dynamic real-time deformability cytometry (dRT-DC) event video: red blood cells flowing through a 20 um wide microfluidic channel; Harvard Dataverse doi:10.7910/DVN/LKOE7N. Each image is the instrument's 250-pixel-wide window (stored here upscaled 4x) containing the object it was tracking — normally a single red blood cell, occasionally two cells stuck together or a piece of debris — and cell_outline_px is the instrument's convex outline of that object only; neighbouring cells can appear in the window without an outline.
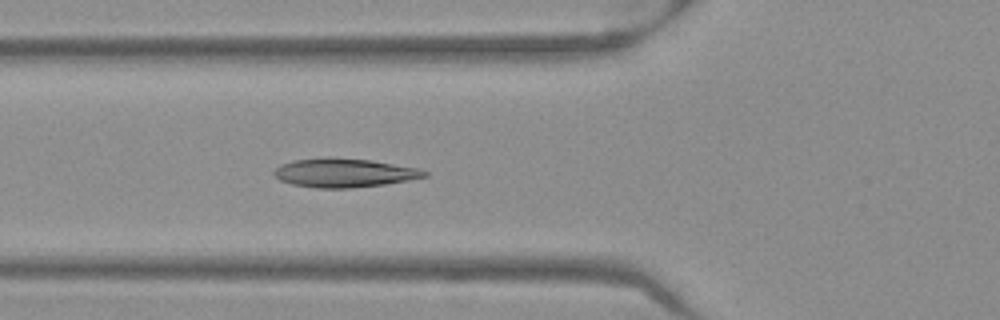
{"species": "Egyptian fruit bat (a non-hibernating species)", "species_latin": "Rousettus aegyptiacus", "temperature_condition": "warm", "stored_images_in_passage": 38, "camera_frame_rate_fps": 3000, "um_per_image_px": 0.085, "frame": {"image": 1, "passage_image": 9, "time_ms": 2.667, "image_size_px": [1000, 320], "cell_outline_px": [[428, 176], [408, 180], [384, 184], [352, 188], [316, 188], [292, 184], [280, 180], [272, 172], [280, 164], [292, 160], [372, 160], [420, 168], [428, 172]], "centroid_in_image_um": [29.3, 14.73], "position_along_channel_um": 96.5, "area_um2": 24.45}}
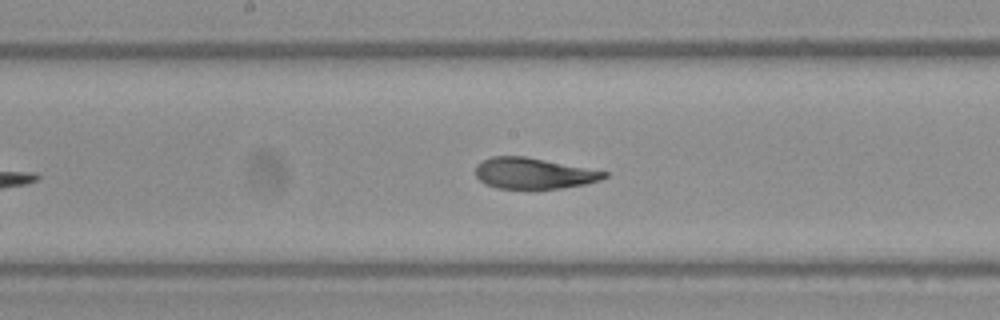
{"frame": {"image": 2, "passage_image": 17, "time_ms": 5.333, "image_size_px": [1000, 320], "cell_outline_px": [[608, 176], [600, 180], [584, 184], [536, 192], [496, 188], [480, 180], [476, 176], [476, 164], [492, 156], [524, 156], [608, 172]], "centroid_in_image_um": [45.34, 14.78], "position_along_channel_um": 202.9, "area_um2": 23.76}}
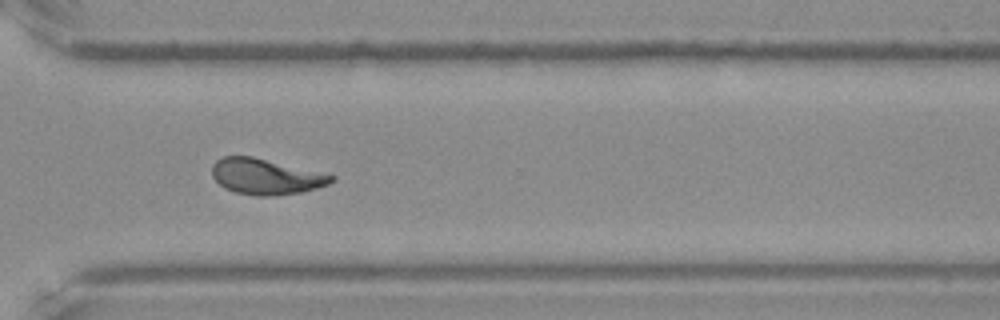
{"frame": {"image": 3, "passage_image": 28, "time_ms": 9.0, "image_size_px": [1000, 320], "cell_outline_px": [[336, 180], [328, 184], [316, 188], [300, 192], [272, 196], [256, 196], [236, 192], [224, 188], [212, 176], [212, 164], [216, 160], [224, 156], [252, 156], [336, 176]], "centroid_in_image_um": [22.57, 15.01], "position_along_channel_um": 348.0, "area_um2": 24.68}, "authors_computed_cell_mechanics": {"area_um2": 24.5361, "velocity_mm_per_s": 3.9551, "shape_relaxation_time_tau1_ms": 3.4582, "shape_relaxation_time_tau2_ms": 0.826, "deformation_change_tau1": 0.1482, "deformation_change_tau2": 0.0668}}